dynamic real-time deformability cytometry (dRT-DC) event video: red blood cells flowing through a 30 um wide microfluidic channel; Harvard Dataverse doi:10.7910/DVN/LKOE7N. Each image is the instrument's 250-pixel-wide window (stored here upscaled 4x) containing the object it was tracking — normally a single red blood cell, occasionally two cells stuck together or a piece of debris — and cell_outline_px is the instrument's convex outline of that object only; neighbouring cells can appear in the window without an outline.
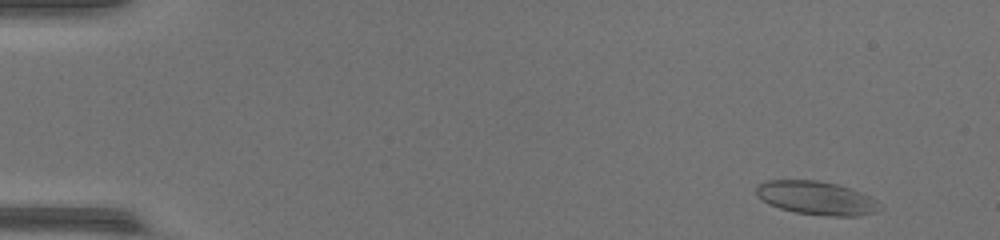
{"species": "common noctule bat (a hibernating species)", "species_latin": "Nyctalus noctula", "temperature_condition": "warm", "stored_images_in_passage": 48, "camera_frame_rate_fps": 3000, "um_per_image_px": 0.085, "animal": {"sex": "female", "body_mass_g": 17.0, "forearm_length_mm": 48.0}, "frame": {"image": 1, "passage_image": 4, "time_ms": 1.0, "image_size_px": [1000, 240], "cell_outline_px": [[884, 208], [876, 212], [860, 216], [828, 216], [796, 212], [780, 208], [768, 204], [756, 196], [756, 184], [764, 180], [816, 180], [836, 184], [860, 192], [876, 200]], "centroid_in_image_um": [69.37, 16.83], "position_along_channel_um": 15.6, "area_um2": 24.28}}
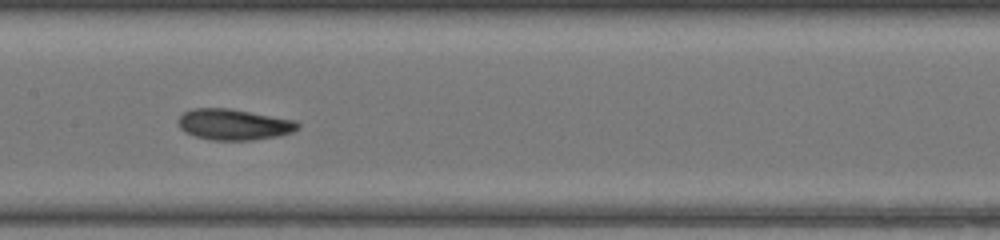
{"frame": {"image": 2, "passage_image": 27, "time_ms": 8.667, "image_size_px": [1000, 240], "cell_outline_px": [[300, 128], [292, 132], [280, 136], [252, 140], [212, 140], [196, 136], [184, 132], [180, 128], [176, 120], [184, 112], [192, 108], [228, 108], [296, 120], [300, 124]], "centroid_in_image_um": [19.88, 10.58], "position_along_channel_um": 187.5, "area_um2": 21.73}}
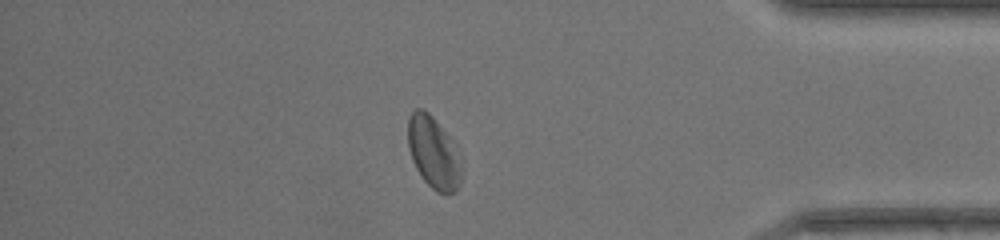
{"frame": {"image": 3, "passage_image": 45, "time_ms": 14.667, "image_size_px": [1000, 240], "cell_outline_px": [[460, 184], [456, 192], [448, 196], [436, 192], [424, 180], [416, 168], [412, 160], [408, 148], [408, 116], [416, 108], [424, 108], [432, 116], [448, 136], [460, 168]], "centroid_in_image_um": [36.79, 13.0], "position_along_channel_um": 398.4, "area_um2": 21.91}}